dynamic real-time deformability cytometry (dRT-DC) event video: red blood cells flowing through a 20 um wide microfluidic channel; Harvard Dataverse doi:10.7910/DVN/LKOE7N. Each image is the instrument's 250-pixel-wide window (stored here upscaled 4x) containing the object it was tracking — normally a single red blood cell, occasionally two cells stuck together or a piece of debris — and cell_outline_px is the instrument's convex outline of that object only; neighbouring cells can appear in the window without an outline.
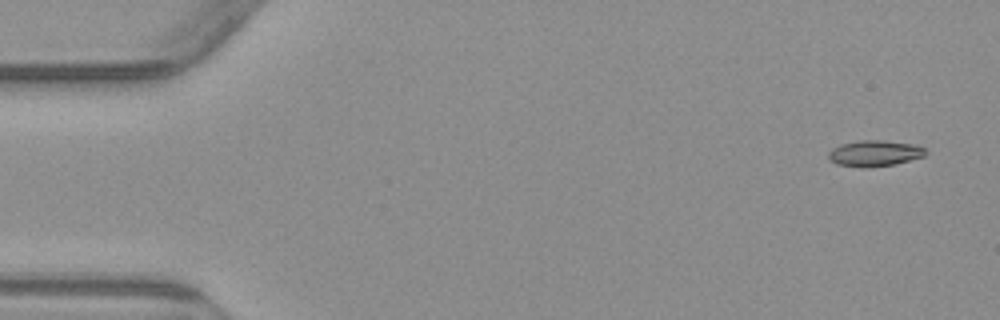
{"species": "common noctule bat (a hibernating species)", "species_latin": "Nyctalus noctula", "temperature_condition": "warm", "stored_images_in_passage": 4, "camera_frame_rate_fps": 3000, "um_per_image_px": 0.085, "animal": {"sex": "male", "body_mass_g": 23.1, "forearm_length_mm": 52.7}, "frame": {"image": 1, "passage_image": 1, "time_ms": 0.0, "image_size_px": [1000, 320], "cell_outline_px": [[928, 152], [924, 156], [896, 164], [864, 168], [836, 164], [828, 160], [828, 152], [832, 148], [840, 144], [860, 140], [880, 140], [912, 144], [924, 148]], "centroid_in_image_um": [74.3, 13.04], "position_along_channel_um": 10.7, "area_um2": 14.8}}
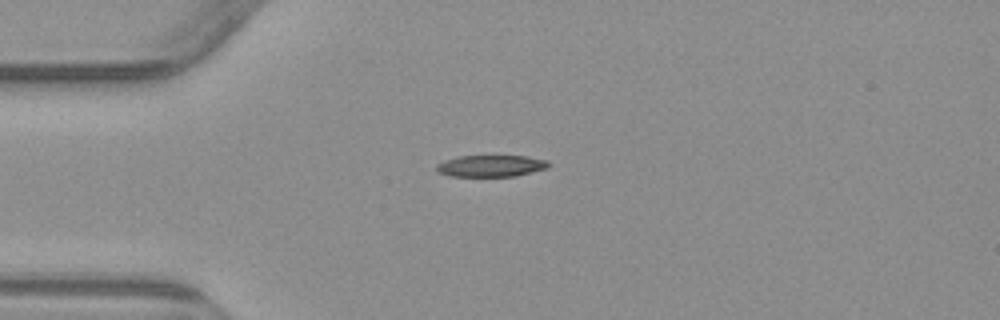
{"frame": {"image": 2, "passage_image": 4, "time_ms": 3.667, "image_size_px": [1000, 320], "cell_outline_px": [[552, 164], [548, 168], [516, 176], [448, 176], [436, 172], [436, 164], [444, 160], [460, 156], [524, 156], [548, 160]], "centroid_in_image_um": [41.73, 14.1], "position_along_channel_um": 43.3, "area_um2": 14.28}}